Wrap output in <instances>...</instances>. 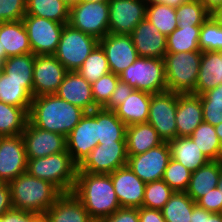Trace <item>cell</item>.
I'll return each mask as SVG.
<instances>
[{"label":"cell","instance_id":"obj_55","mask_svg":"<svg viewBox=\"0 0 222 222\" xmlns=\"http://www.w3.org/2000/svg\"><path fill=\"white\" fill-rule=\"evenodd\" d=\"M201 3L210 14L222 6V0H201Z\"/></svg>","mask_w":222,"mask_h":222},{"label":"cell","instance_id":"obj_39","mask_svg":"<svg viewBox=\"0 0 222 222\" xmlns=\"http://www.w3.org/2000/svg\"><path fill=\"white\" fill-rule=\"evenodd\" d=\"M77 72L91 84L111 72L105 53L99 44L85 59Z\"/></svg>","mask_w":222,"mask_h":222},{"label":"cell","instance_id":"obj_30","mask_svg":"<svg viewBox=\"0 0 222 222\" xmlns=\"http://www.w3.org/2000/svg\"><path fill=\"white\" fill-rule=\"evenodd\" d=\"M168 144L171 158L181 163L191 172L196 171L210 161L189 136L176 137L170 140Z\"/></svg>","mask_w":222,"mask_h":222},{"label":"cell","instance_id":"obj_27","mask_svg":"<svg viewBox=\"0 0 222 222\" xmlns=\"http://www.w3.org/2000/svg\"><path fill=\"white\" fill-rule=\"evenodd\" d=\"M96 119V140L99 144L113 141H126L127 126L116 113L105 108L89 112Z\"/></svg>","mask_w":222,"mask_h":222},{"label":"cell","instance_id":"obj_53","mask_svg":"<svg viewBox=\"0 0 222 222\" xmlns=\"http://www.w3.org/2000/svg\"><path fill=\"white\" fill-rule=\"evenodd\" d=\"M147 5H155V4H165L171 7H179L184 2L188 0H144Z\"/></svg>","mask_w":222,"mask_h":222},{"label":"cell","instance_id":"obj_21","mask_svg":"<svg viewBox=\"0 0 222 222\" xmlns=\"http://www.w3.org/2000/svg\"><path fill=\"white\" fill-rule=\"evenodd\" d=\"M59 98L91 112L97 107L92 95V86L77 71H68L55 93Z\"/></svg>","mask_w":222,"mask_h":222},{"label":"cell","instance_id":"obj_57","mask_svg":"<svg viewBox=\"0 0 222 222\" xmlns=\"http://www.w3.org/2000/svg\"><path fill=\"white\" fill-rule=\"evenodd\" d=\"M211 16L218 23V25L222 28V6L215 10Z\"/></svg>","mask_w":222,"mask_h":222},{"label":"cell","instance_id":"obj_51","mask_svg":"<svg viewBox=\"0 0 222 222\" xmlns=\"http://www.w3.org/2000/svg\"><path fill=\"white\" fill-rule=\"evenodd\" d=\"M139 222H166L162 211L145 207L138 208Z\"/></svg>","mask_w":222,"mask_h":222},{"label":"cell","instance_id":"obj_17","mask_svg":"<svg viewBox=\"0 0 222 222\" xmlns=\"http://www.w3.org/2000/svg\"><path fill=\"white\" fill-rule=\"evenodd\" d=\"M108 61L110 71L120 75L139 57L130 34H106L99 40Z\"/></svg>","mask_w":222,"mask_h":222},{"label":"cell","instance_id":"obj_34","mask_svg":"<svg viewBox=\"0 0 222 222\" xmlns=\"http://www.w3.org/2000/svg\"><path fill=\"white\" fill-rule=\"evenodd\" d=\"M195 205L186 192L175 191L161 211L166 222H191Z\"/></svg>","mask_w":222,"mask_h":222},{"label":"cell","instance_id":"obj_33","mask_svg":"<svg viewBox=\"0 0 222 222\" xmlns=\"http://www.w3.org/2000/svg\"><path fill=\"white\" fill-rule=\"evenodd\" d=\"M201 26H183L177 28L167 36V53L201 51L199 35Z\"/></svg>","mask_w":222,"mask_h":222},{"label":"cell","instance_id":"obj_41","mask_svg":"<svg viewBox=\"0 0 222 222\" xmlns=\"http://www.w3.org/2000/svg\"><path fill=\"white\" fill-rule=\"evenodd\" d=\"M203 109V120L216 126L222 122V83L199 95Z\"/></svg>","mask_w":222,"mask_h":222},{"label":"cell","instance_id":"obj_20","mask_svg":"<svg viewBox=\"0 0 222 222\" xmlns=\"http://www.w3.org/2000/svg\"><path fill=\"white\" fill-rule=\"evenodd\" d=\"M139 57L164 58L167 37L147 19L141 21L130 34Z\"/></svg>","mask_w":222,"mask_h":222},{"label":"cell","instance_id":"obj_11","mask_svg":"<svg viewBox=\"0 0 222 222\" xmlns=\"http://www.w3.org/2000/svg\"><path fill=\"white\" fill-rule=\"evenodd\" d=\"M177 93L166 91L151 94L147 123L158 132L163 142L177 137L176 127Z\"/></svg>","mask_w":222,"mask_h":222},{"label":"cell","instance_id":"obj_62","mask_svg":"<svg viewBox=\"0 0 222 222\" xmlns=\"http://www.w3.org/2000/svg\"><path fill=\"white\" fill-rule=\"evenodd\" d=\"M218 188L222 189V171L220 173V178H219V181H218Z\"/></svg>","mask_w":222,"mask_h":222},{"label":"cell","instance_id":"obj_60","mask_svg":"<svg viewBox=\"0 0 222 222\" xmlns=\"http://www.w3.org/2000/svg\"><path fill=\"white\" fill-rule=\"evenodd\" d=\"M110 0H77V2H109Z\"/></svg>","mask_w":222,"mask_h":222},{"label":"cell","instance_id":"obj_6","mask_svg":"<svg viewBox=\"0 0 222 222\" xmlns=\"http://www.w3.org/2000/svg\"><path fill=\"white\" fill-rule=\"evenodd\" d=\"M119 79L135 90L151 94L168 91L163 58L138 57L119 75Z\"/></svg>","mask_w":222,"mask_h":222},{"label":"cell","instance_id":"obj_23","mask_svg":"<svg viewBox=\"0 0 222 222\" xmlns=\"http://www.w3.org/2000/svg\"><path fill=\"white\" fill-rule=\"evenodd\" d=\"M46 222H95L72 193H62L43 214Z\"/></svg>","mask_w":222,"mask_h":222},{"label":"cell","instance_id":"obj_59","mask_svg":"<svg viewBox=\"0 0 222 222\" xmlns=\"http://www.w3.org/2000/svg\"><path fill=\"white\" fill-rule=\"evenodd\" d=\"M7 58L8 56L6 55L5 50H2V45L0 43V64H2Z\"/></svg>","mask_w":222,"mask_h":222},{"label":"cell","instance_id":"obj_63","mask_svg":"<svg viewBox=\"0 0 222 222\" xmlns=\"http://www.w3.org/2000/svg\"><path fill=\"white\" fill-rule=\"evenodd\" d=\"M217 161L222 165V145H221V151H220Z\"/></svg>","mask_w":222,"mask_h":222},{"label":"cell","instance_id":"obj_36","mask_svg":"<svg viewBox=\"0 0 222 222\" xmlns=\"http://www.w3.org/2000/svg\"><path fill=\"white\" fill-rule=\"evenodd\" d=\"M189 137L210 161H217L222 144L214 126L203 121Z\"/></svg>","mask_w":222,"mask_h":222},{"label":"cell","instance_id":"obj_16","mask_svg":"<svg viewBox=\"0 0 222 222\" xmlns=\"http://www.w3.org/2000/svg\"><path fill=\"white\" fill-rule=\"evenodd\" d=\"M24 172L27 158L22 135L0 136V179L9 183Z\"/></svg>","mask_w":222,"mask_h":222},{"label":"cell","instance_id":"obj_52","mask_svg":"<svg viewBox=\"0 0 222 222\" xmlns=\"http://www.w3.org/2000/svg\"><path fill=\"white\" fill-rule=\"evenodd\" d=\"M12 202H11V191L9 184L6 183L0 189V217L7 212L8 210L12 209Z\"/></svg>","mask_w":222,"mask_h":222},{"label":"cell","instance_id":"obj_5","mask_svg":"<svg viewBox=\"0 0 222 222\" xmlns=\"http://www.w3.org/2000/svg\"><path fill=\"white\" fill-rule=\"evenodd\" d=\"M202 51L166 53L164 56L167 90L195 94Z\"/></svg>","mask_w":222,"mask_h":222},{"label":"cell","instance_id":"obj_40","mask_svg":"<svg viewBox=\"0 0 222 222\" xmlns=\"http://www.w3.org/2000/svg\"><path fill=\"white\" fill-rule=\"evenodd\" d=\"M175 13L178 20L177 25L183 26H202L211 15L201 0H188L176 7Z\"/></svg>","mask_w":222,"mask_h":222},{"label":"cell","instance_id":"obj_28","mask_svg":"<svg viewBox=\"0 0 222 222\" xmlns=\"http://www.w3.org/2000/svg\"><path fill=\"white\" fill-rule=\"evenodd\" d=\"M0 43L8 57L32 53L22 20L0 22Z\"/></svg>","mask_w":222,"mask_h":222},{"label":"cell","instance_id":"obj_8","mask_svg":"<svg viewBox=\"0 0 222 222\" xmlns=\"http://www.w3.org/2000/svg\"><path fill=\"white\" fill-rule=\"evenodd\" d=\"M96 39L109 33V2H77L70 6L69 23Z\"/></svg>","mask_w":222,"mask_h":222},{"label":"cell","instance_id":"obj_49","mask_svg":"<svg viewBox=\"0 0 222 222\" xmlns=\"http://www.w3.org/2000/svg\"><path fill=\"white\" fill-rule=\"evenodd\" d=\"M134 90L129 84L119 80L109 102L103 108L114 111Z\"/></svg>","mask_w":222,"mask_h":222},{"label":"cell","instance_id":"obj_44","mask_svg":"<svg viewBox=\"0 0 222 222\" xmlns=\"http://www.w3.org/2000/svg\"><path fill=\"white\" fill-rule=\"evenodd\" d=\"M192 172L174 159H170L165 169L163 181L173 191L185 192L189 186Z\"/></svg>","mask_w":222,"mask_h":222},{"label":"cell","instance_id":"obj_58","mask_svg":"<svg viewBox=\"0 0 222 222\" xmlns=\"http://www.w3.org/2000/svg\"><path fill=\"white\" fill-rule=\"evenodd\" d=\"M214 128H215L216 134L219 138V141L222 144V122L220 124L214 126Z\"/></svg>","mask_w":222,"mask_h":222},{"label":"cell","instance_id":"obj_50","mask_svg":"<svg viewBox=\"0 0 222 222\" xmlns=\"http://www.w3.org/2000/svg\"><path fill=\"white\" fill-rule=\"evenodd\" d=\"M96 222H139L138 208L121 207L112 215L103 217Z\"/></svg>","mask_w":222,"mask_h":222},{"label":"cell","instance_id":"obj_14","mask_svg":"<svg viewBox=\"0 0 222 222\" xmlns=\"http://www.w3.org/2000/svg\"><path fill=\"white\" fill-rule=\"evenodd\" d=\"M68 71L54 55H35L33 97L55 94Z\"/></svg>","mask_w":222,"mask_h":222},{"label":"cell","instance_id":"obj_7","mask_svg":"<svg viewBox=\"0 0 222 222\" xmlns=\"http://www.w3.org/2000/svg\"><path fill=\"white\" fill-rule=\"evenodd\" d=\"M98 44L95 37L65 24L54 56L67 71H77Z\"/></svg>","mask_w":222,"mask_h":222},{"label":"cell","instance_id":"obj_48","mask_svg":"<svg viewBox=\"0 0 222 222\" xmlns=\"http://www.w3.org/2000/svg\"><path fill=\"white\" fill-rule=\"evenodd\" d=\"M0 222H46L43 215L12 208L0 217Z\"/></svg>","mask_w":222,"mask_h":222},{"label":"cell","instance_id":"obj_15","mask_svg":"<svg viewBox=\"0 0 222 222\" xmlns=\"http://www.w3.org/2000/svg\"><path fill=\"white\" fill-rule=\"evenodd\" d=\"M26 158L46 157L66 150V137L34 126L29 120L22 132Z\"/></svg>","mask_w":222,"mask_h":222},{"label":"cell","instance_id":"obj_22","mask_svg":"<svg viewBox=\"0 0 222 222\" xmlns=\"http://www.w3.org/2000/svg\"><path fill=\"white\" fill-rule=\"evenodd\" d=\"M177 137L190 136L204 121L199 95L177 93L176 111Z\"/></svg>","mask_w":222,"mask_h":222},{"label":"cell","instance_id":"obj_12","mask_svg":"<svg viewBox=\"0 0 222 222\" xmlns=\"http://www.w3.org/2000/svg\"><path fill=\"white\" fill-rule=\"evenodd\" d=\"M171 159L168 142H163L145 153L128 156L127 165L143 182L162 180Z\"/></svg>","mask_w":222,"mask_h":222},{"label":"cell","instance_id":"obj_46","mask_svg":"<svg viewBox=\"0 0 222 222\" xmlns=\"http://www.w3.org/2000/svg\"><path fill=\"white\" fill-rule=\"evenodd\" d=\"M26 15V0H0V22L19 21Z\"/></svg>","mask_w":222,"mask_h":222},{"label":"cell","instance_id":"obj_3","mask_svg":"<svg viewBox=\"0 0 222 222\" xmlns=\"http://www.w3.org/2000/svg\"><path fill=\"white\" fill-rule=\"evenodd\" d=\"M11 202L15 209L43 215L62 192L51 182L24 172L9 183Z\"/></svg>","mask_w":222,"mask_h":222},{"label":"cell","instance_id":"obj_32","mask_svg":"<svg viewBox=\"0 0 222 222\" xmlns=\"http://www.w3.org/2000/svg\"><path fill=\"white\" fill-rule=\"evenodd\" d=\"M70 6L65 0H26V15L69 23Z\"/></svg>","mask_w":222,"mask_h":222},{"label":"cell","instance_id":"obj_29","mask_svg":"<svg viewBox=\"0 0 222 222\" xmlns=\"http://www.w3.org/2000/svg\"><path fill=\"white\" fill-rule=\"evenodd\" d=\"M163 140L149 123L128 125L126 129L127 155L145 153L151 148L162 144Z\"/></svg>","mask_w":222,"mask_h":222},{"label":"cell","instance_id":"obj_37","mask_svg":"<svg viewBox=\"0 0 222 222\" xmlns=\"http://www.w3.org/2000/svg\"><path fill=\"white\" fill-rule=\"evenodd\" d=\"M146 19L166 37L178 26L175 8L165 4L147 5Z\"/></svg>","mask_w":222,"mask_h":222},{"label":"cell","instance_id":"obj_61","mask_svg":"<svg viewBox=\"0 0 222 222\" xmlns=\"http://www.w3.org/2000/svg\"><path fill=\"white\" fill-rule=\"evenodd\" d=\"M65 2L69 5V6H72L74 4L77 3V0H65Z\"/></svg>","mask_w":222,"mask_h":222},{"label":"cell","instance_id":"obj_31","mask_svg":"<svg viewBox=\"0 0 222 222\" xmlns=\"http://www.w3.org/2000/svg\"><path fill=\"white\" fill-rule=\"evenodd\" d=\"M221 171L222 165L218 161H209L192 172L189 186L185 192L197 202L205 193L218 187Z\"/></svg>","mask_w":222,"mask_h":222},{"label":"cell","instance_id":"obj_10","mask_svg":"<svg viewBox=\"0 0 222 222\" xmlns=\"http://www.w3.org/2000/svg\"><path fill=\"white\" fill-rule=\"evenodd\" d=\"M34 55H54L65 24L25 15L22 19Z\"/></svg>","mask_w":222,"mask_h":222},{"label":"cell","instance_id":"obj_24","mask_svg":"<svg viewBox=\"0 0 222 222\" xmlns=\"http://www.w3.org/2000/svg\"><path fill=\"white\" fill-rule=\"evenodd\" d=\"M33 100V81H15L0 69V101L23 108L28 114Z\"/></svg>","mask_w":222,"mask_h":222},{"label":"cell","instance_id":"obj_26","mask_svg":"<svg viewBox=\"0 0 222 222\" xmlns=\"http://www.w3.org/2000/svg\"><path fill=\"white\" fill-rule=\"evenodd\" d=\"M151 103V93L134 90L114 112L126 125L147 123Z\"/></svg>","mask_w":222,"mask_h":222},{"label":"cell","instance_id":"obj_19","mask_svg":"<svg viewBox=\"0 0 222 222\" xmlns=\"http://www.w3.org/2000/svg\"><path fill=\"white\" fill-rule=\"evenodd\" d=\"M110 177L121 207H142L146 183L128 165L116 169Z\"/></svg>","mask_w":222,"mask_h":222},{"label":"cell","instance_id":"obj_25","mask_svg":"<svg viewBox=\"0 0 222 222\" xmlns=\"http://www.w3.org/2000/svg\"><path fill=\"white\" fill-rule=\"evenodd\" d=\"M222 83V51H202L195 95H201Z\"/></svg>","mask_w":222,"mask_h":222},{"label":"cell","instance_id":"obj_42","mask_svg":"<svg viewBox=\"0 0 222 222\" xmlns=\"http://www.w3.org/2000/svg\"><path fill=\"white\" fill-rule=\"evenodd\" d=\"M174 192L163 180L146 183L142 207L162 210Z\"/></svg>","mask_w":222,"mask_h":222},{"label":"cell","instance_id":"obj_2","mask_svg":"<svg viewBox=\"0 0 222 222\" xmlns=\"http://www.w3.org/2000/svg\"><path fill=\"white\" fill-rule=\"evenodd\" d=\"M72 193L81 201L95 222L121 208L110 174L77 171Z\"/></svg>","mask_w":222,"mask_h":222},{"label":"cell","instance_id":"obj_9","mask_svg":"<svg viewBox=\"0 0 222 222\" xmlns=\"http://www.w3.org/2000/svg\"><path fill=\"white\" fill-rule=\"evenodd\" d=\"M126 141L98 144L78 166L77 171L93 174H110L127 165Z\"/></svg>","mask_w":222,"mask_h":222},{"label":"cell","instance_id":"obj_38","mask_svg":"<svg viewBox=\"0 0 222 222\" xmlns=\"http://www.w3.org/2000/svg\"><path fill=\"white\" fill-rule=\"evenodd\" d=\"M33 53L10 56L2 64L1 70L15 81H33Z\"/></svg>","mask_w":222,"mask_h":222},{"label":"cell","instance_id":"obj_54","mask_svg":"<svg viewBox=\"0 0 222 222\" xmlns=\"http://www.w3.org/2000/svg\"><path fill=\"white\" fill-rule=\"evenodd\" d=\"M203 222H222V213H212L203 208Z\"/></svg>","mask_w":222,"mask_h":222},{"label":"cell","instance_id":"obj_1","mask_svg":"<svg viewBox=\"0 0 222 222\" xmlns=\"http://www.w3.org/2000/svg\"><path fill=\"white\" fill-rule=\"evenodd\" d=\"M86 111L56 94L33 97L28 120L36 127L65 137L74 129Z\"/></svg>","mask_w":222,"mask_h":222},{"label":"cell","instance_id":"obj_35","mask_svg":"<svg viewBox=\"0 0 222 222\" xmlns=\"http://www.w3.org/2000/svg\"><path fill=\"white\" fill-rule=\"evenodd\" d=\"M28 121V113L21 107L0 101V136L22 134Z\"/></svg>","mask_w":222,"mask_h":222},{"label":"cell","instance_id":"obj_13","mask_svg":"<svg viewBox=\"0 0 222 222\" xmlns=\"http://www.w3.org/2000/svg\"><path fill=\"white\" fill-rule=\"evenodd\" d=\"M146 9L144 0H110L109 33L131 34L146 19Z\"/></svg>","mask_w":222,"mask_h":222},{"label":"cell","instance_id":"obj_18","mask_svg":"<svg viewBox=\"0 0 222 222\" xmlns=\"http://www.w3.org/2000/svg\"><path fill=\"white\" fill-rule=\"evenodd\" d=\"M96 138V119L86 112L80 122L66 137V150L79 166L99 144Z\"/></svg>","mask_w":222,"mask_h":222},{"label":"cell","instance_id":"obj_4","mask_svg":"<svg viewBox=\"0 0 222 222\" xmlns=\"http://www.w3.org/2000/svg\"><path fill=\"white\" fill-rule=\"evenodd\" d=\"M78 166L67 150L46 157L27 159V172L36 178L51 182L62 193L73 191Z\"/></svg>","mask_w":222,"mask_h":222},{"label":"cell","instance_id":"obj_47","mask_svg":"<svg viewBox=\"0 0 222 222\" xmlns=\"http://www.w3.org/2000/svg\"><path fill=\"white\" fill-rule=\"evenodd\" d=\"M196 204L212 213H222V189L213 188L208 193H205Z\"/></svg>","mask_w":222,"mask_h":222},{"label":"cell","instance_id":"obj_45","mask_svg":"<svg viewBox=\"0 0 222 222\" xmlns=\"http://www.w3.org/2000/svg\"><path fill=\"white\" fill-rule=\"evenodd\" d=\"M119 80L118 75L109 72L91 84L92 95L97 108H103L109 102Z\"/></svg>","mask_w":222,"mask_h":222},{"label":"cell","instance_id":"obj_43","mask_svg":"<svg viewBox=\"0 0 222 222\" xmlns=\"http://www.w3.org/2000/svg\"><path fill=\"white\" fill-rule=\"evenodd\" d=\"M199 48L201 51H222V28L211 15L201 26Z\"/></svg>","mask_w":222,"mask_h":222},{"label":"cell","instance_id":"obj_56","mask_svg":"<svg viewBox=\"0 0 222 222\" xmlns=\"http://www.w3.org/2000/svg\"><path fill=\"white\" fill-rule=\"evenodd\" d=\"M191 222H203V208L197 204L193 207Z\"/></svg>","mask_w":222,"mask_h":222},{"label":"cell","instance_id":"obj_64","mask_svg":"<svg viewBox=\"0 0 222 222\" xmlns=\"http://www.w3.org/2000/svg\"><path fill=\"white\" fill-rule=\"evenodd\" d=\"M6 183L2 180V179H0V189L5 185Z\"/></svg>","mask_w":222,"mask_h":222}]
</instances>
